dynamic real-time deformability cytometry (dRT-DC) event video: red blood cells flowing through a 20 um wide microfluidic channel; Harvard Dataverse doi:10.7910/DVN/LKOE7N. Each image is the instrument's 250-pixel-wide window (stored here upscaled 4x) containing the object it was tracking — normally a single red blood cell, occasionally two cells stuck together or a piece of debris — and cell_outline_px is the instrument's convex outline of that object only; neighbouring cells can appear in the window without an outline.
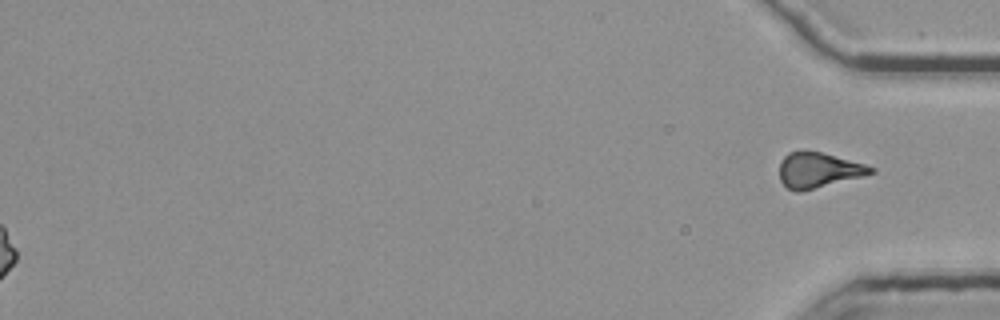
{"species": "common noctule bat (a hibernating species)", "species_latin": "Nyctalus noctula", "temperature_condition": "room temperature", "stored_images_in_passage": 47, "segment_of_instrument_passage": [2, 2], "camera_frame_rate_fps": 3000, "um_per_image_px": 0.085, "animal": {"sex": "female", "body_mass_g": 25.1}, "frame": {"image": 1, "passage_image": 47, "time_ms": 15.333, "image_size_px": [1000, 320], "cell_outline_px": [[876, 172], [864, 176], [800, 192], [796, 192], [788, 188], [780, 180], [780, 160], [788, 152], [820, 152], [864, 164], [876, 168]], "centroid_in_image_um": [69.57, 14.48], "position_along_channel_um": 365.6, "area_um2": 18.55}}